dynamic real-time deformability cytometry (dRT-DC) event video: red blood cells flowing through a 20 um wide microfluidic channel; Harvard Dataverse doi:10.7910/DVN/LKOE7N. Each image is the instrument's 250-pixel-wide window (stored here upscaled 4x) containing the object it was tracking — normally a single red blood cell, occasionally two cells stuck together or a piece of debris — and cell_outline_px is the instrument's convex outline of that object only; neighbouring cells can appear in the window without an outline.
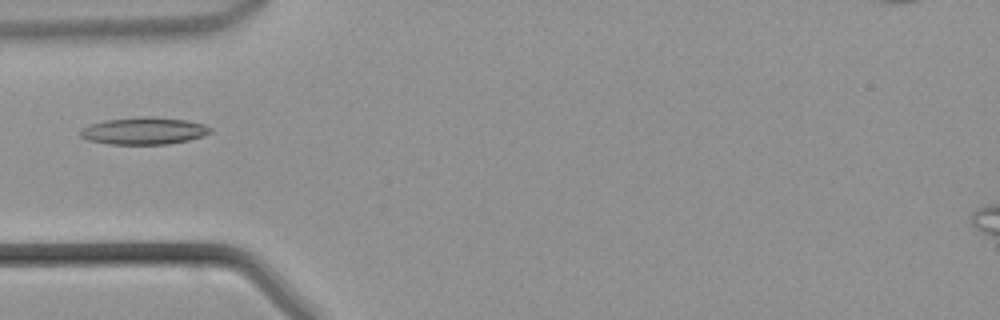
{"species": "common noctule bat (a hibernating species)", "species_latin": "Nyctalus noctula", "temperature_condition": "warm", "stored_images_in_passage": 43, "camera_frame_rate_fps": 3000, "um_per_image_px": 0.085, "animal": {"sex": "male", "body_mass_g": 21.5, "forearm_length_mm": 52.0}, "frame": {"image": 1, "passage_image": 13, "time_ms": 4.0, "image_size_px": [1000, 320], "cell_outline_px": [[212, 132], [204, 136], [188, 140], [168, 144], [112, 144], [88, 140], [80, 136], [80, 132], [84, 128], [92, 124], [104, 120], [140, 116], [152, 116], [188, 120], [204, 124], [212, 128]], "centroid_in_image_um": [12.29, 11.11], "position_along_channel_um": 72.7, "area_um2": 20.63}}
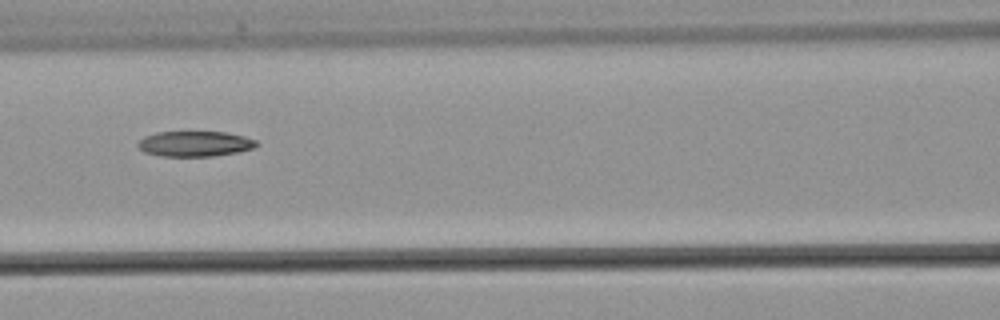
{"frame": {"image": 2, "passage_image": 18, "time_ms": 5.667, "image_size_px": [1000, 320], "cell_outline_px": [[260, 144], [252, 148], [236, 152], [212, 156], [164, 156], [144, 152], [136, 144], [144, 136], [156, 132], [224, 132], [244, 136], [256, 140]], "centroid_in_image_um": [16.56, 12.21], "position_along_channel_um": 150.0, "area_um2": 17.4}}
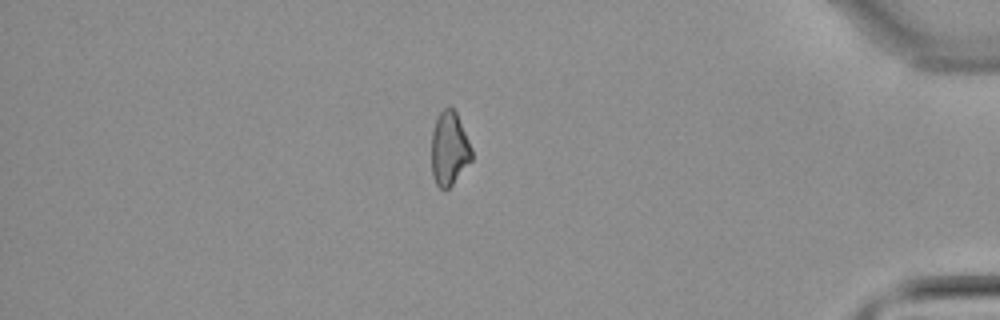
{"frame": {"image": 3, "passage_image": 37, "time_ms": 12.0, "image_size_px": [1000, 320], "cell_outline_px": [[472, 160], [452, 184], [448, 188], [440, 188], [436, 184], [432, 176], [432, 132], [436, 120], [440, 112], [448, 104], [456, 112], [472, 148]], "centroid_in_image_um": [38.19, 12.62], "position_along_channel_um": 397.0, "area_um2": 17.17}}